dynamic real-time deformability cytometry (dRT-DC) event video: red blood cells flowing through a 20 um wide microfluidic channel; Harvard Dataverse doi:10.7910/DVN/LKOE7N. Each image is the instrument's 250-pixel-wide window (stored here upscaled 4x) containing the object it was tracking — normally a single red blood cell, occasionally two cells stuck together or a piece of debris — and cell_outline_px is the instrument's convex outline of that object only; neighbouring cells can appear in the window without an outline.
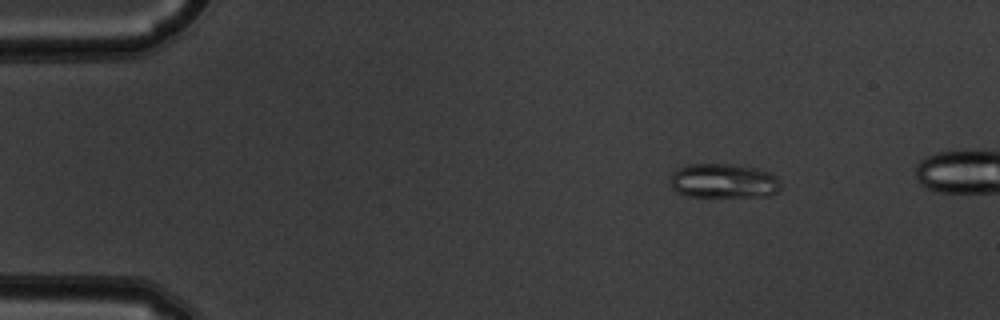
{"species": "common noctule bat (a hibernating species)", "species_latin": "Nyctalus noctula", "temperature_condition": "warm", "stored_images_in_passage": 50, "camera_frame_rate_fps": 3000, "um_per_image_px": 0.085, "animal": {"sex": "male", "body_mass_g": 19.5, "forearm_length_mm": 54.6}, "frame": {"image": 1, "passage_image": 8, "time_ms": 2.333, "image_size_px": [1000, 320], "cell_outline_px": [[780, 188], [776, 192], [768, 196], [688, 196], [676, 192], [672, 188], [672, 172], [688, 164], [732, 164], [756, 168], [768, 172], [776, 176], [780, 180]], "centroid_in_image_um": [61.52, 15.37], "position_along_channel_um": 23.5, "area_um2": 22.02}}
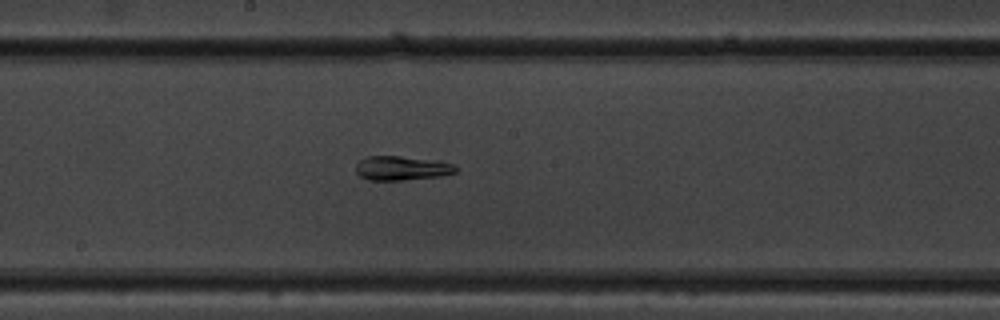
{"frame": {"image": 2, "passage_image": 29, "time_ms": 9.333, "image_size_px": [1000, 320], "cell_outline_px": [[456, 172], [440, 176], [404, 180], [368, 180], [360, 176], [356, 172], [356, 164], [360, 160], [368, 156], [400, 156], [440, 160], [456, 164]], "centroid_in_image_um": [34.18, 14.28], "position_along_channel_um": 214.0, "area_um2": 14.28}}
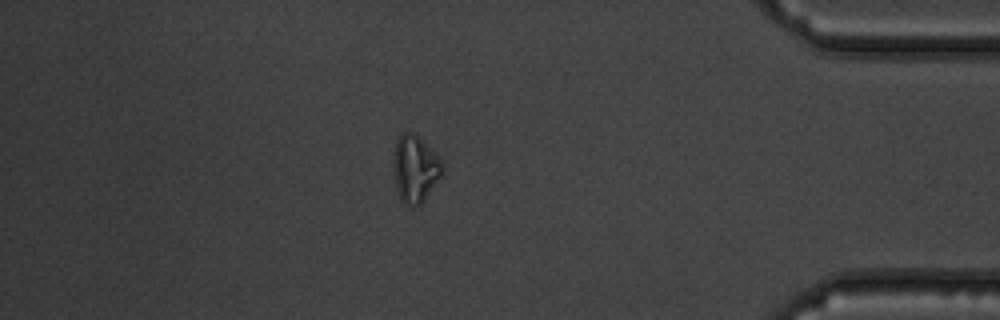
{"frame": {"image": 3, "passage_image": 46, "time_ms": 15.0, "image_size_px": [1000, 320], "cell_outline_px": [[440, 176], [420, 204], [404, 204], [400, 200], [396, 188], [392, 160], [396, 140], [400, 132], [412, 132], [420, 136], [440, 156]], "centroid_in_image_um": [35.23, 14.26], "position_along_channel_um": 400.0, "area_um2": 18.96}}